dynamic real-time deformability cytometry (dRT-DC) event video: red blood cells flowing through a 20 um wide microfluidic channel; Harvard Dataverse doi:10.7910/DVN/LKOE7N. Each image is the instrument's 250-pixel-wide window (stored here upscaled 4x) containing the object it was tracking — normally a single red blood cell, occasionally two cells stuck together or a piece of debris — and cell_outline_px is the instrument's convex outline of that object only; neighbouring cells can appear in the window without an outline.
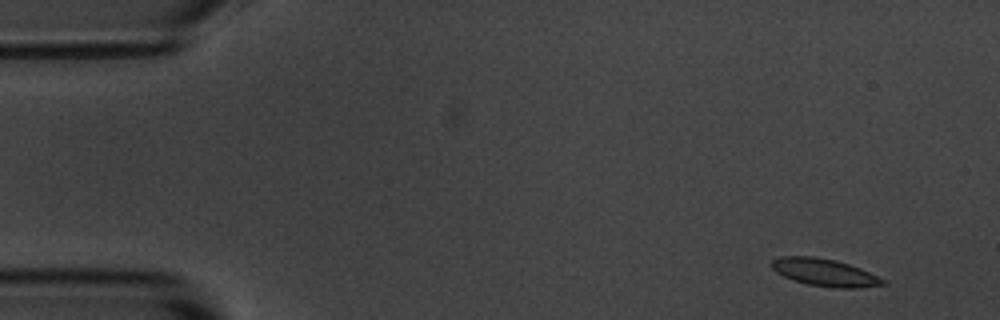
{"species": "common noctule bat (a hibernating species)", "species_latin": "Nyctalus noctula", "temperature_condition": "room temperature", "stored_images_in_passage": 4, "camera_frame_rate_fps": 3000, "um_per_image_px": 0.085, "animal": {"sex": "male", "body_mass_g": 20.1, "forearm_length_mm": 53.5}, "frame": {"image": 1, "passage_image": 1, "time_ms": 0.0, "image_size_px": [1000, 320], "cell_outline_px": [[888, 284], [856, 288], [836, 288], [808, 284], [792, 280], [776, 272], [768, 264], [772, 260], [780, 256], [812, 256], [836, 260], [860, 268], [884, 280]], "centroid_in_image_um": [70.04, 23.15], "position_along_channel_um": 15.0, "area_um2": 17.74}}
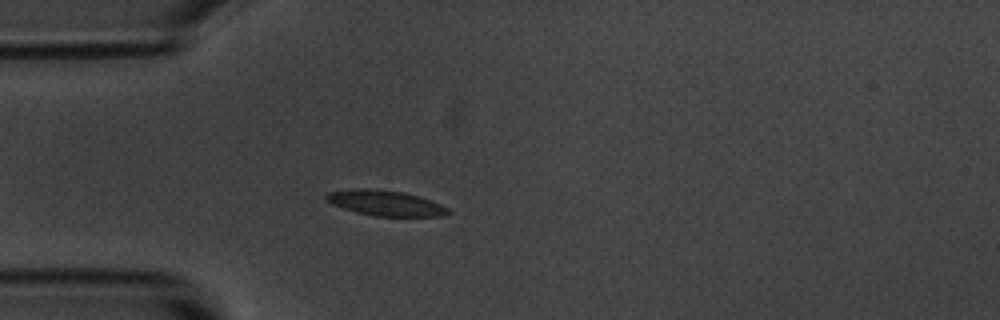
{"frame": {"image": 2, "passage_image": 4, "time_ms": 3.667, "image_size_px": [1000, 320], "cell_outline_px": [[452, 212], [444, 216], [376, 216], [356, 212], [332, 204], [324, 200], [324, 196], [328, 192], [356, 188], [368, 188], [404, 192], [420, 196], [440, 204], [448, 208]], "centroid_in_image_um": [32.75, 17.25], "position_along_channel_um": 52.2, "area_um2": 18.09}}